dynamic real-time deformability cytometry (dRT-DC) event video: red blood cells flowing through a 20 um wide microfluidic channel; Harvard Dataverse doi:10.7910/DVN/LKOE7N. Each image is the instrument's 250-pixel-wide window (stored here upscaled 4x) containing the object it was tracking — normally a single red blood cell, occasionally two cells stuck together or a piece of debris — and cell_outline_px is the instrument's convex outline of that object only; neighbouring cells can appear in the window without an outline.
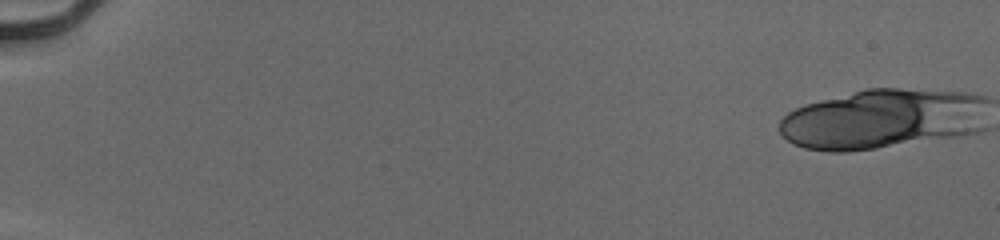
{"species": "human", "species_latin": "Homo sapiens", "temperature_condition": "cold", "stored_images_in_passage": 22, "camera_frame_rate_fps": 3000, "um_per_image_px": 0.085, "donor": {"sex": "male"}, "frame": {"image": 1, "passage_image": 1, "time_ms": 0.0, "image_size_px": [1000, 240], "cell_outline_px": [[976, 100], [956, 132], [872, 148], [808, 148], [796, 144], [788, 140], [780, 132], [780, 124], [784, 116], [808, 104], [872, 88], [892, 88], [972, 96]], "centroid_in_image_um": [74.43, 10.08], "position_along_channel_um": 10.6, "area_um2": 63.23}}